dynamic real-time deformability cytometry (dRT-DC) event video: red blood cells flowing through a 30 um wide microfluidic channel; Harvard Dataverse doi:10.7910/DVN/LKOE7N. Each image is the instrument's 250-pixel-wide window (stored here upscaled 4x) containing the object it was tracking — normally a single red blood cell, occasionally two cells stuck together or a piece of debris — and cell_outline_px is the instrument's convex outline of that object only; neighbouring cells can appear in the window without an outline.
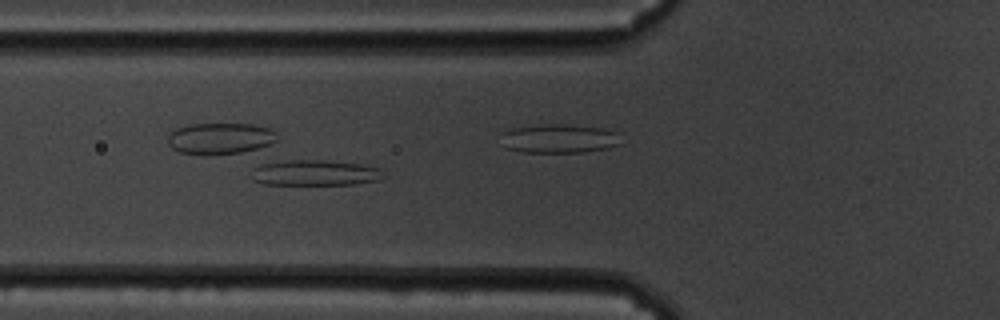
{"species": "common noctule bat (a hibernating species)", "species_latin": "Nyctalus noctula", "temperature_condition": "cold", "stored_images_in_passage": 21, "camera_frame_rate_fps": 3000, "um_per_image_px": 0.085, "animal": {"sex": "male", "body_mass_g": 19.5, "forearm_length_mm": 54.6}, "frame": {"image": 1, "passage_image": 21, "time_ms": 6.667, "image_size_px": [1000, 320], "cell_outline_px": [[620, 144], [604, 148], [584, 152], [524, 152], [504, 148], [500, 132], [512, 128], [544, 124], [560, 124], [604, 128], [616, 132]], "centroid_in_image_um": [47.45, 11.77], "position_along_channel_um": 78.4, "area_um2": 20.11}}